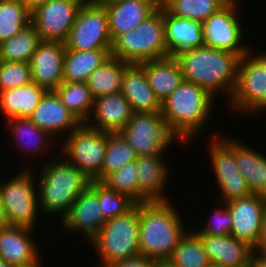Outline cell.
Instances as JSON below:
<instances>
[{
  "mask_svg": "<svg viewBox=\"0 0 266 267\" xmlns=\"http://www.w3.org/2000/svg\"><path fill=\"white\" fill-rule=\"evenodd\" d=\"M175 58L185 81L197 84L214 98L219 92H225L226 101L230 100L237 81L240 58L237 54L203 45L184 50Z\"/></svg>",
  "mask_w": 266,
  "mask_h": 267,
  "instance_id": "obj_1",
  "label": "cell"
},
{
  "mask_svg": "<svg viewBox=\"0 0 266 267\" xmlns=\"http://www.w3.org/2000/svg\"><path fill=\"white\" fill-rule=\"evenodd\" d=\"M223 6L220 0H165L164 9L172 16L203 22Z\"/></svg>",
  "mask_w": 266,
  "mask_h": 267,
  "instance_id": "obj_37",
  "label": "cell"
},
{
  "mask_svg": "<svg viewBox=\"0 0 266 267\" xmlns=\"http://www.w3.org/2000/svg\"><path fill=\"white\" fill-rule=\"evenodd\" d=\"M251 48L239 58L236 86L228 104L236 113L247 115L266 110V50L261 53Z\"/></svg>",
  "mask_w": 266,
  "mask_h": 267,
  "instance_id": "obj_7",
  "label": "cell"
},
{
  "mask_svg": "<svg viewBox=\"0 0 266 267\" xmlns=\"http://www.w3.org/2000/svg\"><path fill=\"white\" fill-rule=\"evenodd\" d=\"M154 263V260L146 258L143 255H137L117 261L107 267H153Z\"/></svg>",
  "mask_w": 266,
  "mask_h": 267,
  "instance_id": "obj_42",
  "label": "cell"
},
{
  "mask_svg": "<svg viewBox=\"0 0 266 267\" xmlns=\"http://www.w3.org/2000/svg\"><path fill=\"white\" fill-rule=\"evenodd\" d=\"M215 101L205 89L183 80L161 103V115L180 140L189 145L211 120Z\"/></svg>",
  "mask_w": 266,
  "mask_h": 267,
  "instance_id": "obj_3",
  "label": "cell"
},
{
  "mask_svg": "<svg viewBox=\"0 0 266 267\" xmlns=\"http://www.w3.org/2000/svg\"><path fill=\"white\" fill-rule=\"evenodd\" d=\"M0 267H14L10 264H8L7 262H5L4 260L0 259Z\"/></svg>",
  "mask_w": 266,
  "mask_h": 267,
  "instance_id": "obj_51",
  "label": "cell"
},
{
  "mask_svg": "<svg viewBox=\"0 0 266 267\" xmlns=\"http://www.w3.org/2000/svg\"><path fill=\"white\" fill-rule=\"evenodd\" d=\"M44 161L37 183L40 211L61 217L69 212L73 202L89 186L90 179L62 156Z\"/></svg>",
  "mask_w": 266,
  "mask_h": 267,
  "instance_id": "obj_4",
  "label": "cell"
},
{
  "mask_svg": "<svg viewBox=\"0 0 266 267\" xmlns=\"http://www.w3.org/2000/svg\"><path fill=\"white\" fill-rule=\"evenodd\" d=\"M65 43L42 41L30 60L32 81L46 91H55L63 82Z\"/></svg>",
  "mask_w": 266,
  "mask_h": 267,
  "instance_id": "obj_17",
  "label": "cell"
},
{
  "mask_svg": "<svg viewBox=\"0 0 266 267\" xmlns=\"http://www.w3.org/2000/svg\"><path fill=\"white\" fill-rule=\"evenodd\" d=\"M6 121L8 122H6L7 124L5 125H7L8 129H10V127L12 129L9 130V132H12L11 137H14L16 141L13 140L14 144L16 143V147L18 145L17 148L20 147V151L22 150L21 152H23L25 156L33 154L35 158L37 155L40 159V156H44L43 153L46 154V150L48 151V148H51L49 147L51 145L50 142L54 138H51L52 136L48 132L40 129L29 118H11Z\"/></svg>",
  "mask_w": 266,
  "mask_h": 267,
  "instance_id": "obj_29",
  "label": "cell"
},
{
  "mask_svg": "<svg viewBox=\"0 0 266 267\" xmlns=\"http://www.w3.org/2000/svg\"><path fill=\"white\" fill-rule=\"evenodd\" d=\"M235 140V159L251 194L266 197V156Z\"/></svg>",
  "mask_w": 266,
  "mask_h": 267,
  "instance_id": "obj_28",
  "label": "cell"
},
{
  "mask_svg": "<svg viewBox=\"0 0 266 267\" xmlns=\"http://www.w3.org/2000/svg\"><path fill=\"white\" fill-rule=\"evenodd\" d=\"M239 8L224 5L202 22L204 46L228 51L239 57L248 53L250 47L241 42L245 38V30L241 28Z\"/></svg>",
  "mask_w": 266,
  "mask_h": 267,
  "instance_id": "obj_13",
  "label": "cell"
},
{
  "mask_svg": "<svg viewBox=\"0 0 266 267\" xmlns=\"http://www.w3.org/2000/svg\"><path fill=\"white\" fill-rule=\"evenodd\" d=\"M110 56L130 64L169 57L165 43L163 8L155 10L134 30L119 35L112 42Z\"/></svg>",
  "mask_w": 266,
  "mask_h": 267,
  "instance_id": "obj_5",
  "label": "cell"
},
{
  "mask_svg": "<svg viewBox=\"0 0 266 267\" xmlns=\"http://www.w3.org/2000/svg\"><path fill=\"white\" fill-rule=\"evenodd\" d=\"M137 155L118 133L107 132V143L102 168V181L124 165L135 161Z\"/></svg>",
  "mask_w": 266,
  "mask_h": 267,
  "instance_id": "obj_36",
  "label": "cell"
},
{
  "mask_svg": "<svg viewBox=\"0 0 266 267\" xmlns=\"http://www.w3.org/2000/svg\"><path fill=\"white\" fill-rule=\"evenodd\" d=\"M41 42L36 28L30 23L9 40L0 43V61L29 63Z\"/></svg>",
  "mask_w": 266,
  "mask_h": 267,
  "instance_id": "obj_33",
  "label": "cell"
},
{
  "mask_svg": "<svg viewBox=\"0 0 266 267\" xmlns=\"http://www.w3.org/2000/svg\"><path fill=\"white\" fill-rule=\"evenodd\" d=\"M111 49L65 50L63 82H86L91 73L110 57Z\"/></svg>",
  "mask_w": 266,
  "mask_h": 267,
  "instance_id": "obj_30",
  "label": "cell"
},
{
  "mask_svg": "<svg viewBox=\"0 0 266 267\" xmlns=\"http://www.w3.org/2000/svg\"><path fill=\"white\" fill-rule=\"evenodd\" d=\"M89 186L97 193L99 206L106 221L124 215L135 205L126 195L115 192L102 181L92 180Z\"/></svg>",
  "mask_w": 266,
  "mask_h": 267,
  "instance_id": "obj_38",
  "label": "cell"
},
{
  "mask_svg": "<svg viewBox=\"0 0 266 267\" xmlns=\"http://www.w3.org/2000/svg\"><path fill=\"white\" fill-rule=\"evenodd\" d=\"M130 63L110 56L95 69L86 83L94 99L121 91L122 77Z\"/></svg>",
  "mask_w": 266,
  "mask_h": 267,
  "instance_id": "obj_31",
  "label": "cell"
},
{
  "mask_svg": "<svg viewBox=\"0 0 266 267\" xmlns=\"http://www.w3.org/2000/svg\"><path fill=\"white\" fill-rule=\"evenodd\" d=\"M211 263L228 267H251L254 249L234 236L197 234Z\"/></svg>",
  "mask_w": 266,
  "mask_h": 267,
  "instance_id": "obj_21",
  "label": "cell"
},
{
  "mask_svg": "<svg viewBox=\"0 0 266 267\" xmlns=\"http://www.w3.org/2000/svg\"><path fill=\"white\" fill-rule=\"evenodd\" d=\"M4 225H6V217H5L3 205L1 202V196H0V226H4Z\"/></svg>",
  "mask_w": 266,
  "mask_h": 267,
  "instance_id": "obj_47",
  "label": "cell"
},
{
  "mask_svg": "<svg viewBox=\"0 0 266 267\" xmlns=\"http://www.w3.org/2000/svg\"><path fill=\"white\" fill-rule=\"evenodd\" d=\"M146 73L149 86L162 103L184 80L175 56L144 61L139 64Z\"/></svg>",
  "mask_w": 266,
  "mask_h": 267,
  "instance_id": "obj_26",
  "label": "cell"
},
{
  "mask_svg": "<svg viewBox=\"0 0 266 267\" xmlns=\"http://www.w3.org/2000/svg\"><path fill=\"white\" fill-rule=\"evenodd\" d=\"M153 267H174L168 261H156Z\"/></svg>",
  "mask_w": 266,
  "mask_h": 267,
  "instance_id": "obj_49",
  "label": "cell"
},
{
  "mask_svg": "<svg viewBox=\"0 0 266 267\" xmlns=\"http://www.w3.org/2000/svg\"><path fill=\"white\" fill-rule=\"evenodd\" d=\"M208 144L210 166L220 190L219 203H227L234 199L251 195L245 178L240 172L235 159V139L214 135Z\"/></svg>",
  "mask_w": 266,
  "mask_h": 267,
  "instance_id": "obj_12",
  "label": "cell"
},
{
  "mask_svg": "<svg viewBox=\"0 0 266 267\" xmlns=\"http://www.w3.org/2000/svg\"><path fill=\"white\" fill-rule=\"evenodd\" d=\"M214 209L211 220L202 229L193 230L196 234H207L211 236H227L231 234L233 226L232 216L226 203Z\"/></svg>",
  "mask_w": 266,
  "mask_h": 267,
  "instance_id": "obj_41",
  "label": "cell"
},
{
  "mask_svg": "<svg viewBox=\"0 0 266 267\" xmlns=\"http://www.w3.org/2000/svg\"><path fill=\"white\" fill-rule=\"evenodd\" d=\"M102 182L115 192L126 195L137 204L136 160L109 174Z\"/></svg>",
  "mask_w": 266,
  "mask_h": 267,
  "instance_id": "obj_39",
  "label": "cell"
},
{
  "mask_svg": "<svg viewBox=\"0 0 266 267\" xmlns=\"http://www.w3.org/2000/svg\"><path fill=\"white\" fill-rule=\"evenodd\" d=\"M139 203L124 215L107 220L89 244L99 258V267L139 255Z\"/></svg>",
  "mask_w": 266,
  "mask_h": 267,
  "instance_id": "obj_6",
  "label": "cell"
},
{
  "mask_svg": "<svg viewBox=\"0 0 266 267\" xmlns=\"http://www.w3.org/2000/svg\"><path fill=\"white\" fill-rule=\"evenodd\" d=\"M105 222L97 193L90 186L77 197L69 212L60 220L64 233H79L90 242Z\"/></svg>",
  "mask_w": 266,
  "mask_h": 267,
  "instance_id": "obj_15",
  "label": "cell"
},
{
  "mask_svg": "<svg viewBox=\"0 0 266 267\" xmlns=\"http://www.w3.org/2000/svg\"><path fill=\"white\" fill-rule=\"evenodd\" d=\"M34 230L16 226H0V257L12 266H20L37 261L39 246L31 236ZM31 234V235H29Z\"/></svg>",
  "mask_w": 266,
  "mask_h": 267,
  "instance_id": "obj_22",
  "label": "cell"
},
{
  "mask_svg": "<svg viewBox=\"0 0 266 267\" xmlns=\"http://www.w3.org/2000/svg\"><path fill=\"white\" fill-rule=\"evenodd\" d=\"M48 1L49 0H21L30 13L34 12L38 7L43 6Z\"/></svg>",
  "mask_w": 266,
  "mask_h": 267,
  "instance_id": "obj_44",
  "label": "cell"
},
{
  "mask_svg": "<svg viewBox=\"0 0 266 267\" xmlns=\"http://www.w3.org/2000/svg\"><path fill=\"white\" fill-rule=\"evenodd\" d=\"M226 204L232 216L231 235L255 249L260 239L266 197L251 194Z\"/></svg>",
  "mask_w": 266,
  "mask_h": 267,
  "instance_id": "obj_16",
  "label": "cell"
},
{
  "mask_svg": "<svg viewBox=\"0 0 266 267\" xmlns=\"http://www.w3.org/2000/svg\"><path fill=\"white\" fill-rule=\"evenodd\" d=\"M251 267H266V254L253 252Z\"/></svg>",
  "mask_w": 266,
  "mask_h": 267,
  "instance_id": "obj_45",
  "label": "cell"
},
{
  "mask_svg": "<svg viewBox=\"0 0 266 267\" xmlns=\"http://www.w3.org/2000/svg\"><path fill=\"white\" fill-rule=\"evenodd\" d=\"M208 267H228V266H224V265H220V264H216V263H211Z\"/></svg>",
  "mask_w": 266,
  "mask_h": 267,
  "instance_id": "obj_52",
  "label": "cell"
},
{
  "mask_svg": "<svg viewBox=\"0 0 266 267\" xmlns=\"http://www.w3.org/2000/svg\"><path fill=\"white\" fill-rule=\"evenodd\" d=\"M163 159V156H137V204L170 200L164 192L168 191L171 167Z\"/></svg>",
  "mask_w": 266,
  "mask_h": 267,
  "instance_id": "obj_18",
  "label": "cell"
},
{
  "mask_svg": "<svg viewBox=\"0 0 266 267\" xmlns=\"http://www.w3.org/2000/svg\"><path fill=\"white\" fill-rule=\"evenodd\" d=\"M170 200L139 203V255L167 261L187 232L179 212Z\"/></svg>",
  "mask_w": 266,
  "mask_h": 267,
  "instance_id": "obj_2",
  "label": "cell"
},
{
  "mask_svg": "<svg viewBox=\"0 0 266 267\" xmlns=\"http://www.w3.org/2000/svg\"><path fill=\"white\" fill-rule=\"evenodd\" d=\"M118 133L137 156H163L174 142L184 144L170 129L161 111L133 112L127 126Z\"/></svg>",
  "mask_w": 266,
  "mask_h": 267,
  "instance_id": "obj_9",
  "label": "cell"
},
{
  "mask_svg": "<svg viewBox=\"0 0 266 267\" xmlns=\"http://www.w3.org/2000/svg\"><path fill=\"white\" fill-rule=\"evenodd\" d=\"M254 252L266 254V209L262 217L260 239Z\"/></svg>",
  "mask_w": 266,
  "mask_h": 267,
  "instance_id": "obj_43",
  "label": "cell"
},
{
  "mask_svg": "<svg viewBox=\"0 0 266 267\" xmlns=\"http://www.w3.org/2000/svg\"><path fill=\"white\" fill-rule=\"evenodd\" d=\"M29 119L52 138L57 135L62 137V134L66 137L81 124L63 105L55 91L45 92Z\"/></svg>",
  "mask_w": 266,
  "mask_h": 267,
  "instance_id": "obj_19",
  "label": "cell"
},
{
  "mask_svg": "<svg viewBox=\"0 0 266 267\" xmlns=\"http://www.w3.org/2000/svg\"><path fill=\"white\" fill-rule=\"evenodd\" d=\"M42 257H40L37 261L29 263V264H25V265H20V266H14V267H43L42 266V261H41Z\"/></svg>",
  "mask_w": 266,
  "mask_h": 267,
  "instance_id": "obj_48",
  "label": "cell"
},
{
  "mask_svg": "<svg viewBox=\"0 0 266 267\" xmlns=\"http://www.w3.org/2000/svg\"><path fill=\"white\" fill-rule=\"evenodd\" d=\"M224 5L239 6V0H220Z\"/></svg>",
  "mask_w": 266,
  "mask_h": 267,
  "instance_id": "obj_50",
  "label": "cell"
},
{
  "mask_svg": "<svg viewBox=\"0 0 266 267\" xmlns=\"http://www.w3.org/2000/svg\"><path fill=\"white\" fill-rule=\"evenodd\" d=\"M132 114L129 102L119 91L94 99L92 114L86 124L100 131L116 133L127 126Z\"/></svg>",
  "mask_w": 266,
  "mask_h": 267,
  "instance_id": "obj_20",
  "label": "cell"
},
{
  "mask_svg": "<svg viewBox=\"0 0 266 267\" xmlns=\"http://www.w3.org/2000/svg\"><path fill=\"white\" fill-rule=\"evenodd\" d=\"M167 261L174 267H208L211 264L199 236L191 229L182 236Z\"/></svg>",
  "mask_w": 266,
  "mask_h": 267,
  "instance_id": "obj_34",
  "label": "cell"
},
{
  "mask_svg": "<svg viewBox=\"0 0 266 267\" xmlns=\"http://www.w3.org/2000/svg\"><path fill=\"white\" fill-rule=\"evenodd\" d=\"M85 0H49L31 13V24L42 41L65 42Z\"/></svg>",
  "mask_w": 266,
  "mask_h": 267,
  "instance_id": "obj_14",
  "label": "cell"
},
{
  "mask_svg": "<svg viewBox=\"0 0 266 267\" xmlns=\"http://www.w3.org/2000/svg\"><path fill=\"white\" fill-rule=\"evenodd\" d=\"M31 23V13L21 0H0V43Z\"/></svg>",
  "mask_w": 266,
  "mask_h": 267,
  "instance_id": "obj_35",
  "label": "cell"
},
{
  "mask_svg": "<svg viewBox=\"0 0 266 267\" xmlns=\"http://www.w3.org/2000/svg\"><path fill=\"white\" fill-rule=\"evenodd\" d=\"M164 34L169 56L204 45L202 22L169 14L163 8Z\"/></svg>",
  "mask_w": 266,
  "mask_h": 267,
  "instance_id": "obj_23",
  "label": "cell"
},
{
  "mask_svg": "<svg viewBox=\"0 0 266 267\" xmlns=\"http://www.w3.org/2000/svg\"><path fill=\"white\" fill-rule=\"evenodd\" d=\"M32 81L30 63L0 61V92Z\"/></svg>",
  "mask_w": 266,
  "mask_h": 267,
  "instance_id": "obj_40",
  "label": "cell"
},
{
  "mask_svg": "<svg viewBox=\"0 0 266 267\" xmlns=\"http://www.w3.org/2000/svg\"><path fill=\"white\" fill-rule=\"evenodd\" d=\"M108 14L112 42L121 34L134 30L155 10L148 4L129 0H99Z\"/></svg>",
  "mask_w": 266,
  "mask_h": 267,
  "instance_id": "obj_25",
  "label": "cell"
},
{
  "mask_svg": "<svg viewBox=\"0 0 266 267\" xmlns=\"http://www.w3.org/2000/svg\"><path fill=\"white\" fill-rule=\"evenodd\" d=\"M60 155L81 170L91 181H102L107 132L81 123L64 137Z\"/></svg>",
  "mask_w": 266,
  "mask_h": 267,
  "instance_id": "obj_10",
  "label": "cell"
},
{
  "mask_svg": "<svg viewBox=\"0 0 266 267\" xmlns=\"http://www.w3.org/2000/svg\"><path fill=\"white\" fill-rule=\"evenodd\" d=\"M129 1H139L150 5L154 10H159L164 8L165 0H129Z\"/></svg>",
  "mask_w": 266,
  "mask_h": 267,
  "instance_id": "obj_46",
  "label": "cell"
},
{
  "mask_svg": "<svg viewBox=\"0 0 266 267\" xmlns=\"http://www.w3.org/2000/svg\"><path fill=\"white\" fill-rule=\"evenodd\" d=\"M121 93L133 112L161 111V102L149 86L145 70L139 64H130L126 68Z\"/></svg>",
  "mask_w": 266,
  "mask_h": 267,
  "instance_id": "obj_24",
  "label": "cell"
},
{
  "mask_svg": "<svg viewBox=\"0 0 266 267\" xmlns=\"http://www.w3.org/2000/svg\"><path fill=\"white\" fill-rule=\"evenodd\" d=\"M46 90L33 81L22 87L0 92V110L3 117L30 118Z\"/></svg>",
  "mask_w": 266,
  "mask_h": 267,
  "instance_id": "obj_27",
  "label": "cell"
},
{
  "mask_svg": "<svg viewBox=\"0 0 266 267\" xmlns=\"http://www.w3.org/2000/svg\"><path fill=\"white\" fill-rule=\"evenodd\" d=\"M64 43L68 50L111 49L108 14L99 0L83 3Z\"/></svg>",
  "mask_w": 266,
  "mask_h": 267,
  "instance_id": "obj_11",
  "label": "cell"
},
{
  "mask_svg": "<svg viewBox=\"0 0 266 267\" xmlns=\"http://www.w3.org/2000/svg\"><path fill=\"white\" fill-rule=\"evenodd\" d=\"M22 170L7 181H0L1 202L6 225L34 230L39 219L37 215L41 212L37 179L34 178L32 169L24 168Z\"/></svg>",
  "mask_w": 266,
  "mask_h": 267,
  "instance_id": "obj_8",
  "label": "cell"
},
{
  "mask_svg": "<svg viewBox=\"0 0 266 267\" xmlns=\"http://www.w3.org/2000/svg\"><path fill=\"white\" fill-rule=\"evenodd\" d=\"M55 92L80 123L88 121L92 114L94 98L86 82H62Z\"/></svg>",
  "mask_w": 266,
  "mask_h": 267,
  "instance_id": "obj_32",
  "label": "cell"
}]
</instances>
